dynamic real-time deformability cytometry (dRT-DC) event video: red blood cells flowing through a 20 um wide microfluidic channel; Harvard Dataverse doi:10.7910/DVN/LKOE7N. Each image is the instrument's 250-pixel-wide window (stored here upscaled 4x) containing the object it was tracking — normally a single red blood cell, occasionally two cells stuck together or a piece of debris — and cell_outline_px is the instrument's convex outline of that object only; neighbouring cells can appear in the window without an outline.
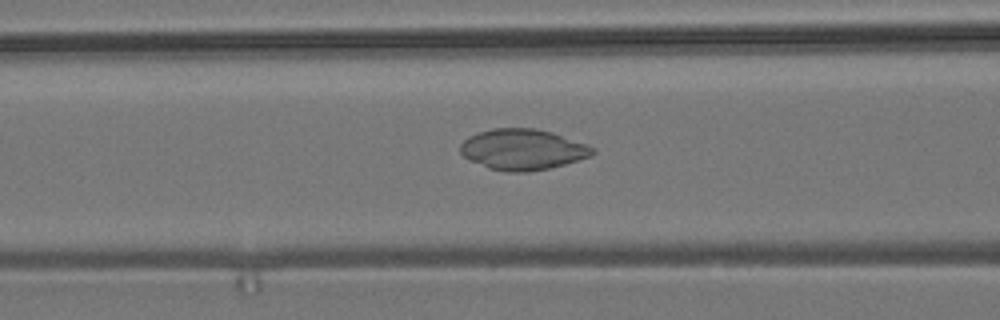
{"species": "common noctule bat (a hibernating species)", "species_latin": "Nyctalus noctula", "temperature_condition": "room temperature", "stored_images_in_passage": 51, "camera_frame_rate_fps": 3000, "um_per_image_px": 0.085, "animal": {"sex": "male", "body_mass_g": 19.2, "forearm_length_mm": 51.8}, "frame": {"image": 1, "passage_image": 22, "time_ms": 7.0, "image_size_px": [1000, 320], "cell_outline_px": [[596, 152], [592, 156], [564, 164], [548, 168], [528, 172], [504, 172], [488, 168], [468, 160], [460, 152], [460, 144], [468, 136], [492, 128], [536, 128], [552, 132], [596, 148]], "centroid_in_image_um": [44.41, 12.71], "position_along_channel_um": 122.2, "area_um2": 31.56}}
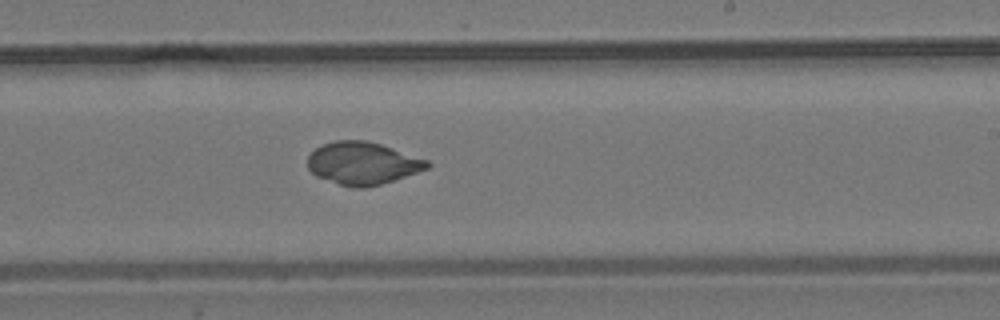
{"frame": {"image": 2, "passage_image": 33, "time_ms": 10.667, "image_size_px": [1000, 320], "cell_outline_px": [[432, 164], [428, 168], [380, 184], [364, 188], [352, 188], [316, 176], [308, 168], [308, 156], [316, 148], [324, 144], [336, 140], [364, 140], [380, 144], [428, 160]], "centroid_in_image_um": [30.81, 13.88], "position_along_channel_um": 258.2, "area_um2": 29.25}}
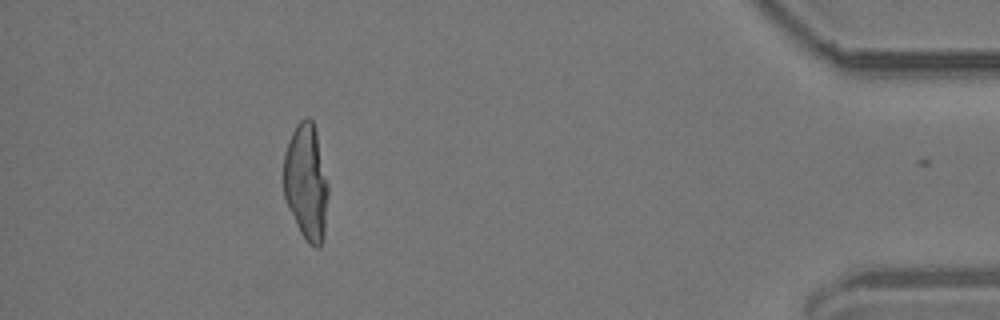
{"frame": {"image": 3, "passage_image": 50, "time_ms": 16.333, "image_size_px": [1000, 320], "cell_outline_px": [[328, 196], [324, 240], [320, 248], [316, 248], [308, 244], [300, 232], [288, 208], [284, 196], [284, 152], [288, 140], [296, 124], [304, 116], [308, 116], [312, 120], [316, 132], [328, 184]], "centroid_in_image_um": [26.03, 15.51], "position_along_channel_um": 409.2, "area_um2": 30.52}}